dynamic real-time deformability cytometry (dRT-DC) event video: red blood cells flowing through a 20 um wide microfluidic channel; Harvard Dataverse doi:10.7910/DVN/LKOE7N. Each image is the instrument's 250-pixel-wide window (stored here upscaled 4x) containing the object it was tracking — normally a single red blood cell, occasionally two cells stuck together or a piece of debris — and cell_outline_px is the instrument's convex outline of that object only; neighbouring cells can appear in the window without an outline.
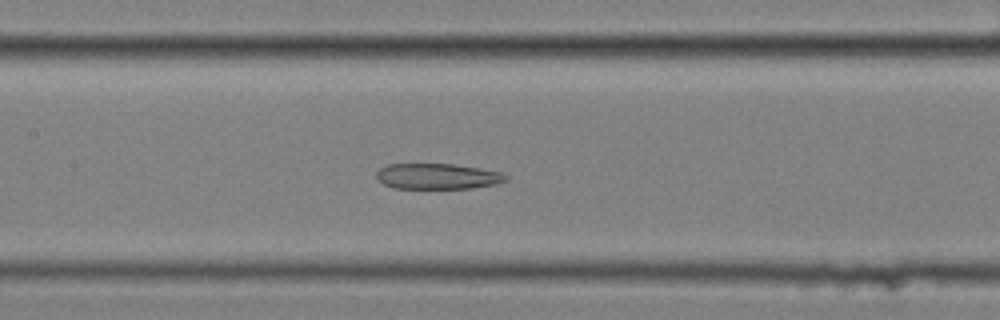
{"species": "common noctule bat (a hibernating species)", "species_latin": "Nyctalus noctula", "temperature_condition": "cold", "stored_images_in_passage": 46, "camera_frame_rate_fps": 3000, "um_per_image_px": 0.085, "animal": {"sex": "female", "body_mass_g": 25.1}, "frame": {"image": 1, "passage_image": 15, "time_ms": 4.667, "image_size_px": [1000, 320], "cell_outline_px": [[508, 180], [496, 184], [472, 188], [392, 188], [384, 184], [376, 176], [376, 172], [380, 168], [388, 164], [452, 164], [480, 168], [500, 172], [508, 176]], "centroid_in_image_um": [37.2, 14.99], "position_along_channel_um": 170.2, "area_um2": 19.31}}
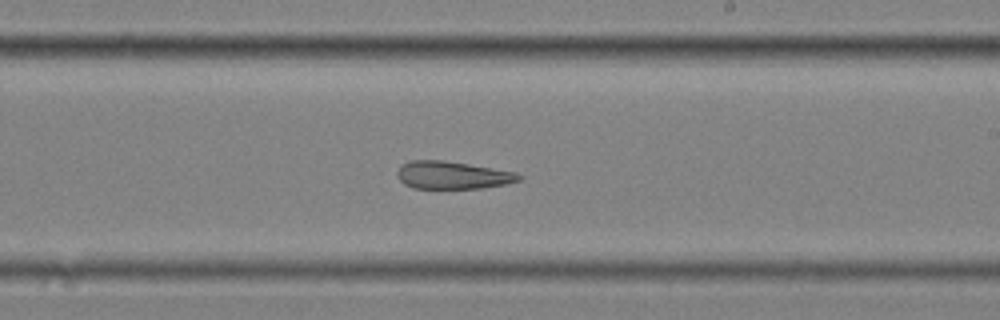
{"frame": {"image": 2, "passage_image": 22, "time_ms": 7.0, "image_size_px": [1000, 320], "cell_outline_px": [[524, 176], [520, 180], [504, 184], [480, 188], [412, 188], [404, 184], [396, 176], [396, 172], [408, 160], [444, 160], [516, 172]], "centroid_in_image_um": [38.45, 14.88], "position_along_channel_um": 250.6, "area_um2": 19.54}}
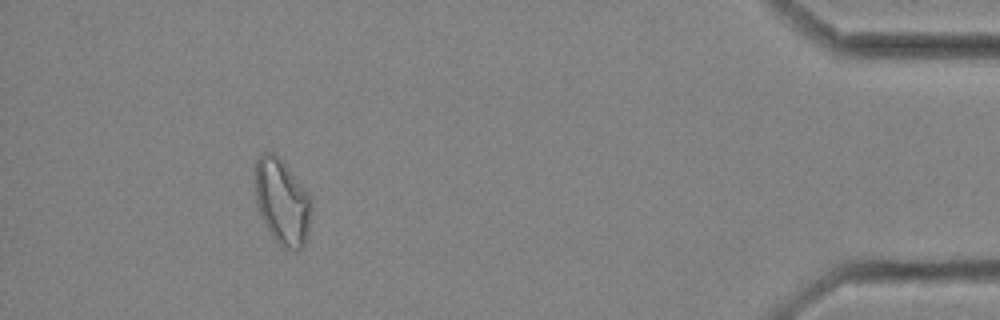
{"frame": {"image": 3, "passage_image": 41, "time_ms": 13.333, "image_size_px": [1000, 320], "cell_outline_px": [[312, 208], [308, 228], [304, 244], [296, 252], [280, 244], [272, 236], [264, 224], [256, 200], [256, 160], [264, 152], [272, 152], [288, 168], [308, 192], [312, 200]], "centroid_in_image_um": [24.0, 17.17], "position_along_channel_um": 411.2, "area_um2": 27.57}}